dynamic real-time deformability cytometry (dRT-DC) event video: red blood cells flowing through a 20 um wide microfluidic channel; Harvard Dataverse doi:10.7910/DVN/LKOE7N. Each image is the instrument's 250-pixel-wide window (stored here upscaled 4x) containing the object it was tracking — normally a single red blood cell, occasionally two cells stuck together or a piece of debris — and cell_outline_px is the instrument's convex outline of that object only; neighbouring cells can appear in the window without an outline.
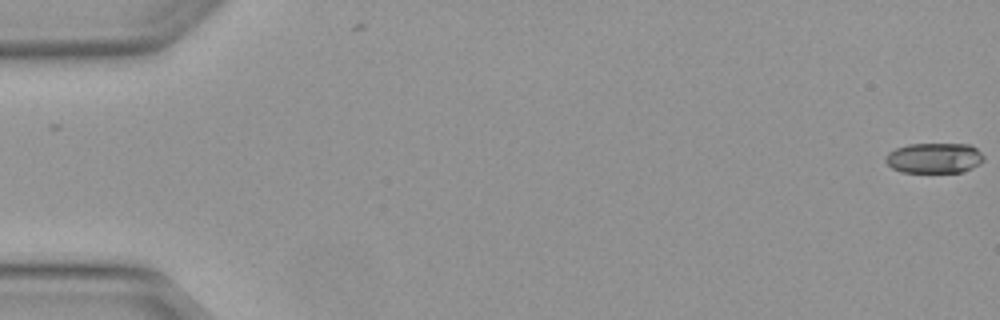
{"species": "Egyptian fruit bat (a non-hibernating species)", "species_latin": "Rousettus aegyptiacus", "temperature_condition": "warm", "stored_images_in_passage": 3, "camera_frame_rate_fps": 3000, "um_per_image_px": 0.085, "animal": {"sex": "female"}, "frame": {"image": 1, "passage_image": 1, "time_ms": 0.0, "image_size_px": [1000, 320], "cell_outline_px": [[984, 160], [980, 164], [964, 172], [900, 172], [892, 168], [884, 160], [884, 156], [888, 152], [896, 148], [908, 144], [968, 144], [976, 148], [984, 156]], "centroid_in_image_um": [79.4, 13.43], "position_along_channel_um": 5.6, "area_um2": 17.51}}